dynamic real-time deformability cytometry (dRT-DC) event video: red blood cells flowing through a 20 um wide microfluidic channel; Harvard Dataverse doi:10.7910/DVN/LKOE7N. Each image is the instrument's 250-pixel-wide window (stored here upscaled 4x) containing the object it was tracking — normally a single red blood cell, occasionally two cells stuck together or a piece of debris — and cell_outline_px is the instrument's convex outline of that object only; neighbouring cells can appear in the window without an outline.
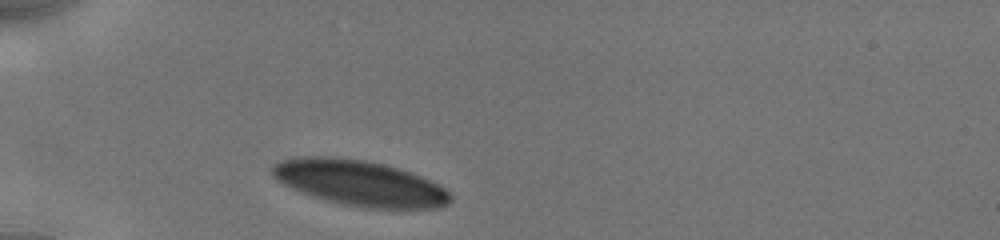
{"species": "human", "species_latin": "Homo sapiens", "temperature_condition": "cold", "stored_images_in_passage": 20, "camera_frame_rate_fps": 3000, "um_per_image_px": 0.085, "donor": {"sex": "male"}, "frame": {"image": 1, "passage_image": 1, "time_ms": 0.0, "image_size_px": [1000, 240], "cell_outline_px": [[452, 200], [448, 204], [440, 208], [364, 208], [344, 204], [312, 196], [300, 192], [276, 180], [272, 176], [272, 164], [284, 160], [300, 156], [336, 156], [368, 160], [396, 168], [420, 176], [440, 184], [452, 196]], "centroid_in_image_um": [30.57, 15.55], "position_along_channel_um": 54.4, "area_um2": 47.28}}
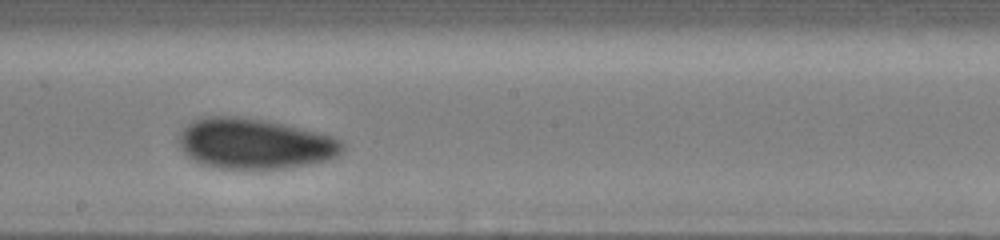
{"frame": {"image": 2, "passage_image": 12, "time_ms": 5.0, "image_size_px": [1000, 240], "cell_outline_px": [[344, 152], [336, 156], [324, 160], [308, 164], [284, 168], [256, 172], [216, 168], [192, 160], [180, 148], [180, 132], [192, 120], [200, 116], [240, 116], [264, 120], [284, 124], [320, 132], [332, 136], [340, 140], [344, 144]], "centroid_in_image_um": [21.63, 12.24], "position_along_channel_um": 226.6, "area_um2": 49.07}}
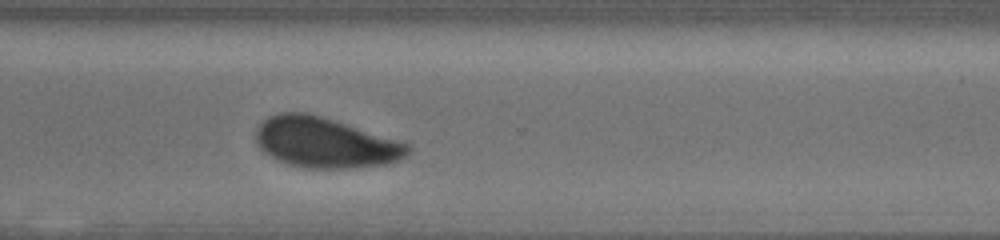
{"frame": {"image": 3, "passage_image": 20, "time_ms": 8.0, "image_size_px": [1000, 240], "cell_outline_px": [[412, 148], [404, 156], [396, 160], [384, 164], [348, 168], [304, 168], [288, 164], [276, 160], [264, 152], [260, 148], [256, 140], [256, 128], [268, 116], [280, 112], [304, 112], [320, 116], [408, 144]], "centroid_in_image_um": [27.55, 12.13], "position_along_channel_um": 343.0, "area_um2": 43.87}}